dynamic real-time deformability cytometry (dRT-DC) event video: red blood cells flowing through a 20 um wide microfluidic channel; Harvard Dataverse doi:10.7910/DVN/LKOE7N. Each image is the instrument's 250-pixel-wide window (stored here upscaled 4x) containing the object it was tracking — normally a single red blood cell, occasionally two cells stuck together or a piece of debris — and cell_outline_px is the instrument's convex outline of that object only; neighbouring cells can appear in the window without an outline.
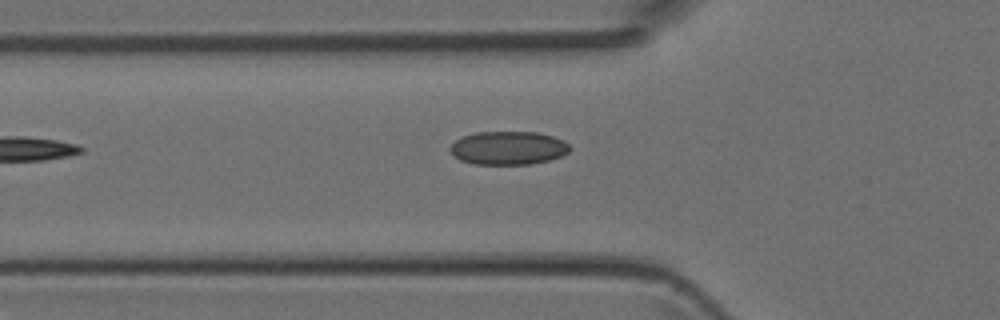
{"species": "Egyptian fruit bat (a non-hibernating species)", "species_latin": "Rousettus aegyptiacus", "temperature_condition": "room temperature", "stored_images_in_passage": 7, "camera_frame_rate_fps": 3000, "um_per_image_px": 0.085, "animal": {"sex": "female"}, "frame": {"image": 1, "passage_image": 7, "time_ms": 2.0, "image_size_px": [1000, 320], "cell_outline_px": [[572, 148], [568, 152], [560, 156], [548, 160], [528, 164], [472, 164], [460, 160], [452, 156], [448, 148], [456, 140], [464, 136], [476, 132], [536, 132], [552, 136], [564, 140]], "centroid_in_image_um": [43.17, 12.58], "position_along_channel_um": 82.6, "area_um2": 23.35}}